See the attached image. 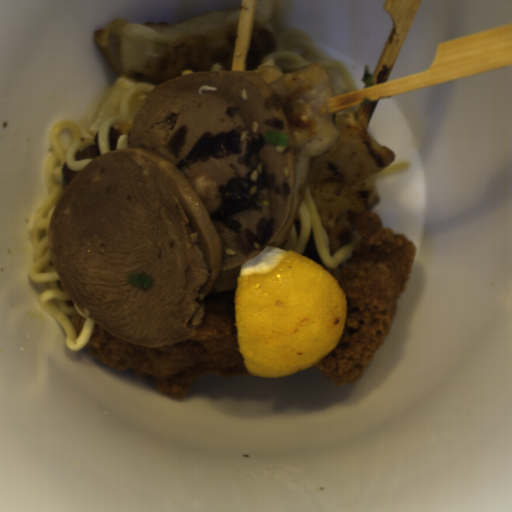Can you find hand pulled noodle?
<instances>
[{
	"instance_id": "hand-pulled-noodle-4",
	"label": "hand pulled noodle",
	"mask_w": 512,
	"mask_h": 512,
	"mask_svg": "<svg viewBox=\"0 0 512 512\" xmlns=\"http://www.w3.org/2000/svg\"><path fill=\"white\" fill-rule=\"evenodd\" d=\"M158 85L133 83L126 88L119 100L118 113L112 114L98 126L97 138L101 156L111 152L109 130L114 125L125 124L131 117L133 99L140 93H150Z\"/></svg>"
},
{
	"instance_id": "hand-pulled-noodle-1",
	"label": "hand pulled noodle",
	"mask_w": 512,
	"mask_h": 512,
	"mask_svg": "<svg viewBox=\"0 0 512 512\" xmlns=\"http://www.w3.org/2000/svg\"><path fill=\"white\" fill-rule=\"evenodd\" d=\"M52 153L45 164L44 177L48 194L35 213L31 234V261L28 276L36 284H47L38 302L40 309L55 318L65 332L68 350L79 351L89 342L96 323L86 316L66 292L54 264L48 229L53 211L65 188L62 165L80 170L94 158L76 160L75 155L85 144L80 128L69 120H60L49 131Z\"/></svg>"
},
{
	"instance_id": "hand-pulled-noodle-3",
	"label": "hand pulled noodle",
	"mask_w": 512,
	"mask_h": 512,
	"mask_svg": "<svg viewBox=\"0 0 512 512\" xmlns=\"http://www.w3.org/2000/svg\"><path fill=\"white\" fill-rule=\"evenodd\" d=\"M313 232L316 252L324 265L330 269L338 268L342 261L355 251L361 243L357 231L352 232L348 244L338 248L333 254L323 222L318 214L316 203L308 183L303 201L298 208L297 218L289 232L285 244L280 248L287 251H295L303 254Z\"/></svg>"
},
{
	"instance_id": "hand-pulled-noodle-5",
	"label": "hand pulled noodle",
	"mask_w": 512,
	"mask_h": 512,
	"mask_svg": "<svg viewBox=\"0 0 512 512\" xmlns=\"http://www.w3.org/2000/svg\"><path fill=\"white\" fill-rule=\"evenodd\" d=\"M129 143V134L128 133H122L117 140L116 148L122 149L127 148Z\"/></svg>"
},
{
	"instance_id": "hand-pulled-noodle-2",
	"label": "hand pulled noodle",
	"mask_w": 512,
	"mask_h": 512,
	"mask_svg": "<svg viewBox=\"0 0 512 512\" xmlns=\"http://www.w3.org/2000/svg\"><path fill=\"white\" fill-rule=\"evenodd\" d=\"M313 63L321 64L329 76L338 70L349 91H359L357 84L340 60H333L323 52L305 31L287 28L275 39V51L260 59V64L279 67L282 71L300 70Z\"/></svg>"
}]
</instances>
